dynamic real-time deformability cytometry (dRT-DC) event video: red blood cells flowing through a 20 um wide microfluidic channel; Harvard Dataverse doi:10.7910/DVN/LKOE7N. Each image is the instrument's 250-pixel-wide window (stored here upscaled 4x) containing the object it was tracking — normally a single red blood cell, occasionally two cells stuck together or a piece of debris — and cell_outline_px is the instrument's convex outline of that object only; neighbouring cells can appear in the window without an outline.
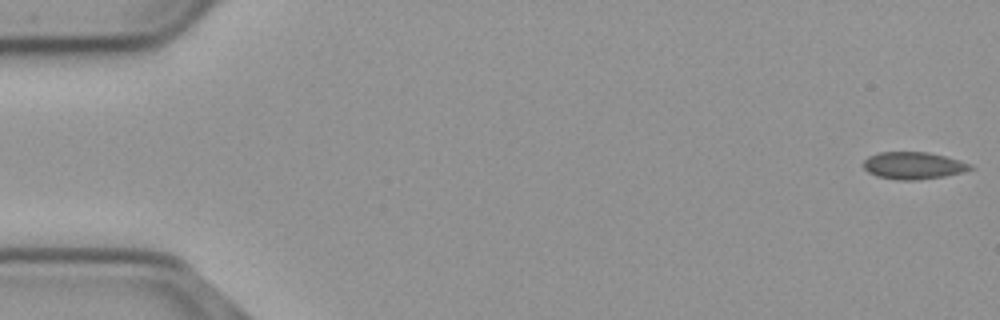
{"species": "common noctule bat (a hibernating species)", "species_latin": "Nyctalus noctula", "temperature_condition": "cold", "stored_images_in_passage": 49, "camera_frame_rate_fps": 3000, "um_per_image_px": 0.085, "animal": {"sex": "male", "body_mass_g": 23.1, "forearm_length_mm": 52.7}, "frame": {"image": 1, "passage_image": 1, "time_ms": 0.0, "image_size_px": [1000, 320], "cell_outline_px": [[972, 168], [960, 172], [944, 176], [916, 180], [900, 180], [876, 176], [868, 172], [864, 168], [864, 160], [868, 156], [880, 152], [928, 152], [944, 156], [972, 164]], "centroid_in_image_um": [77.59, 14.07], "position_along_channel_um": 7.4, "area_um2": 16.7}}
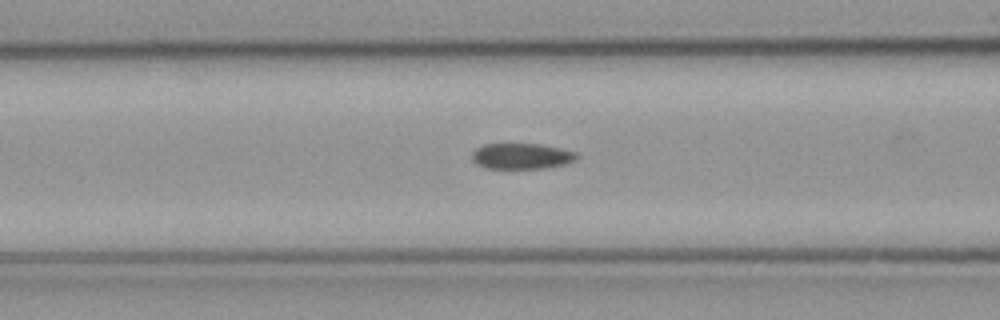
{"frame": {"image": 2, "passage_image": 22, "time_ms": 7.0, "image_size_px": [1000, 320], "cell_outline_px": [[576, 160], [564, 164], [544, 168], [484, 168], [476, 164], [472, 160], [472, 152], [476, 148], [484, 144], [540, 144], [560, 148], [576, 152]], "centroid_in_image_um": [44.29, 13.27], "position_along_channel_um": 122.3, "area_um2": 15.66}}
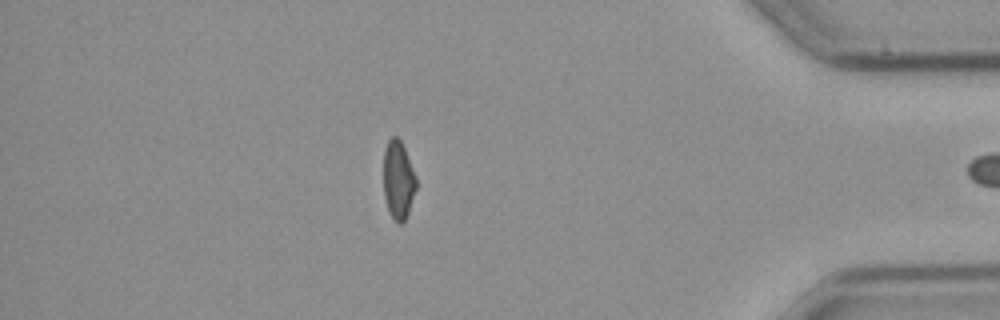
{"frame": {"image": 3, "passage_image": 48, "time_ms": 15.667, "image_size_px": [1000, 320], "cell_outline_px": [[416, 188], [408, 212], [404, 220], [400, 224], [396, 224], [388, 212], [384, 196], [384, 148], [388, 140], [392, 136], [396, 136], [400, 140], [404, 148], [416, 176]], "centroid_in_image_um": [33.83, 15.31], "position_along_channel_um": 401.4, "area_um2": 14.91}}